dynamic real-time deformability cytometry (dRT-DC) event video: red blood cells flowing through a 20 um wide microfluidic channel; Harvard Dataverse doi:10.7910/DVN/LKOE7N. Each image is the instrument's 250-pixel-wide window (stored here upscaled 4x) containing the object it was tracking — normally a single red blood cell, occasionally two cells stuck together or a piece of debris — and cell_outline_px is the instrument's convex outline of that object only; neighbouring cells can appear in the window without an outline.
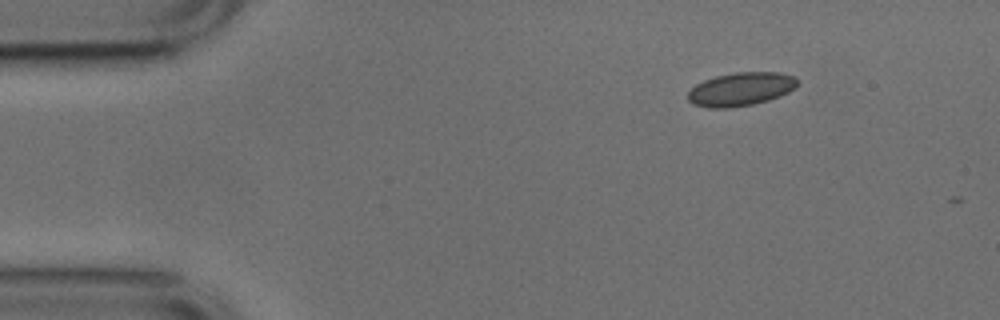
{"species": "common noctule bat (a hibernating species)", "species_latin": "Nyctalus noctula", "temperature_condition": "cold", "stored_images_in_passage": 3, "camera_frame_rate_fps": 3000, "um_per_image_px": 0.085, "animal": {"sex": "male", "body_mass_g": 17.9, "forearm_length_mm": 54.2}, "frame": {"image": 1, "passage_image": 1, "time_ms": 0.0, "image_size_px": [1000, 320], "cell_outline_px": [[796, 88], [780, 96], [768, 100], [752, 104], [728, 108], [708, 108], [692, 104], [688, 100], [688, 92], [696, 84], [704, 80], [716, 76], [736, 72], [780, 72], [796, 76]], "centroid_in_image_um": [62.96, 7.57], "position_along_channel_um": 22.0, "area_um2": 21.39}}